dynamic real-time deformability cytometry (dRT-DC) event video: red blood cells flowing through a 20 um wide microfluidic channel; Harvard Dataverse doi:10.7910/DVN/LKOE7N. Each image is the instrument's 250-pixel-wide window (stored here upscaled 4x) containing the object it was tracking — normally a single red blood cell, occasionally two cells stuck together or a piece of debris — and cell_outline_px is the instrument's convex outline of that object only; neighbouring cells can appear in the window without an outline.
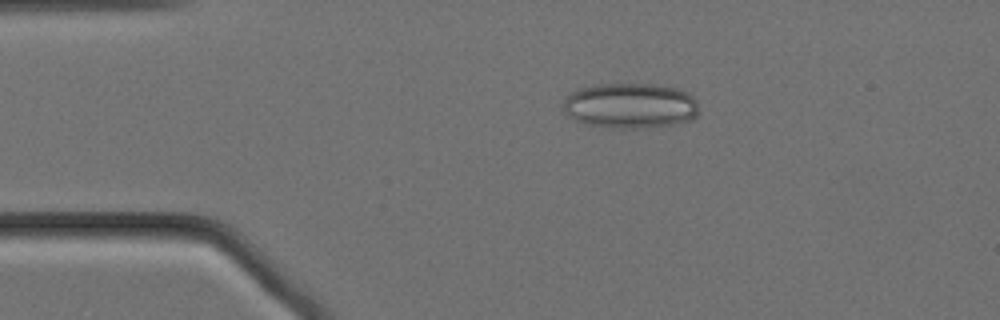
{"species": "Egyptian fruit bat (a non-hibernating species)", "species_latin": "Rousettus aegyptiacus", "temperature_condition": "cold", "stored_images_in_passage": 12, "camera_frame_rate_fps": 3000, "um_per_image_px": 0.085, "animal": {"sex": "female"}, "frame": {"image": 1, "passage_image": 10, "time_ms": 3.0, "image_size_px": [1000, 320], "cell_outline_px": [[700, 112], [692, 120], [672, 124], [640, 128], [612, 128], [588, 124], [576, 120], [568, 116], [564, 112], [564, 100], [572, 92], [580, 88], [600, 84], [652, 84], [676, 88], [692, 92], [696, 100]], "centroid_in_image_um": [53.63, 8.98], "position_along_channel_um": 31.4, "area_um2": 36.01}}